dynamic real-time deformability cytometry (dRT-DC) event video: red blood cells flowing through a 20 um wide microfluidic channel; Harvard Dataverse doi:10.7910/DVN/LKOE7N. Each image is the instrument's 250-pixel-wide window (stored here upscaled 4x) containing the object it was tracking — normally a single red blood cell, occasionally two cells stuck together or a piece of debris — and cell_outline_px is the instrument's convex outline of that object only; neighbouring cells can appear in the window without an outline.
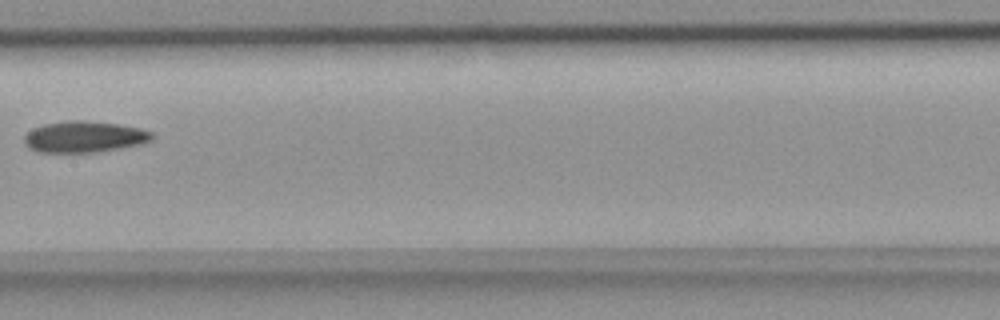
{"species": "common noctule bat (a hibernating species)", "species_latin": "Nyctalus noctula", "temperature_condition": "room temperature", "stored_images_in_passage": 8, "camera_frame_rate_fps": 3000, "um_per_image_px": 0.085, "animal": {"sex": "female", "body_mass_g": 18.4}, "frame": {"image": 1, "passage_image": 6, "time_ms": 1.667, "image_size_px": [1000, 320], "cell_outline_px": [[156, 136], [152, 140], [144, 144], [92, 152], [40, 152], [28, 148], [24, 144], [24, 136], [32, 128], [44, 124], [64, 120], [84, 120], [120, 124], [140, 128], [152, 132]], "centroid_in_image_um": [7.18, 11.61], "position_along_channel_um": 200.2, "area_um2": 23.52}}
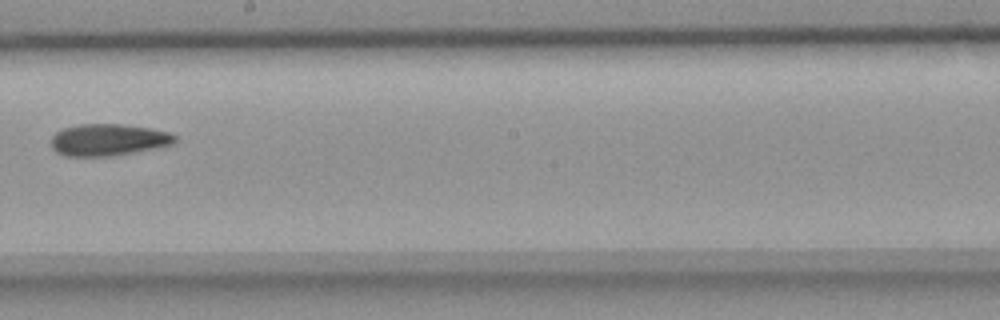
{"frame": {"image": 2, "passage_image": 7, "time_ms": 2.0, "image_size_px": [1000, 320], "cell_outline_px": [[176, 140], [172, 144], [156, 148], [112, 156], [64, 156], [56, 152], [52, 148], [52, 136], [56, 132], [64, 128], [80, 124], [120, 124], [148, 128], [168, 132], [176, 136]], "centroid_in_image_um": [9.18, 11.89], "position_along_channel_um": 239.0, "area_um2": 22.83}}
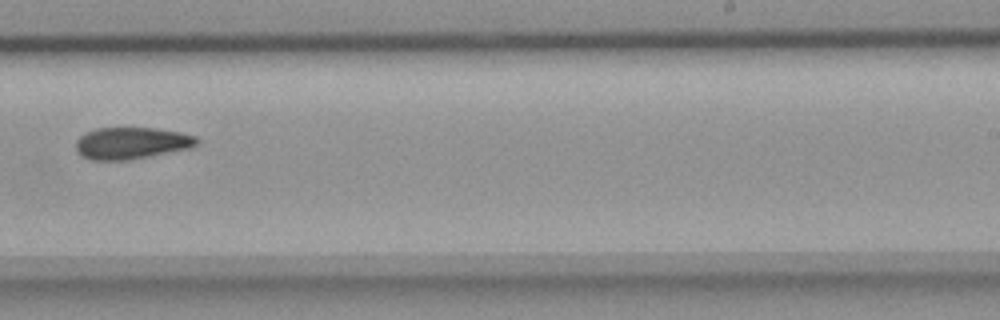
{"frame": {"image": 3, "passage_image": 8, "time_ms": 2.333, "image_size_px": [1000, 320], "cell_outline_px": [[200, 144], [192, 148], [132, 160], [88, 160], [76, 148], [76, 140], [84, 132], [96, 128], [156, 128], [180, 132], [196, 136], [200, 140]], "centroid_in_image_um": [11.23, 12.17], "position_along_channel_um": 277.8, "area_um2": 22.77}}